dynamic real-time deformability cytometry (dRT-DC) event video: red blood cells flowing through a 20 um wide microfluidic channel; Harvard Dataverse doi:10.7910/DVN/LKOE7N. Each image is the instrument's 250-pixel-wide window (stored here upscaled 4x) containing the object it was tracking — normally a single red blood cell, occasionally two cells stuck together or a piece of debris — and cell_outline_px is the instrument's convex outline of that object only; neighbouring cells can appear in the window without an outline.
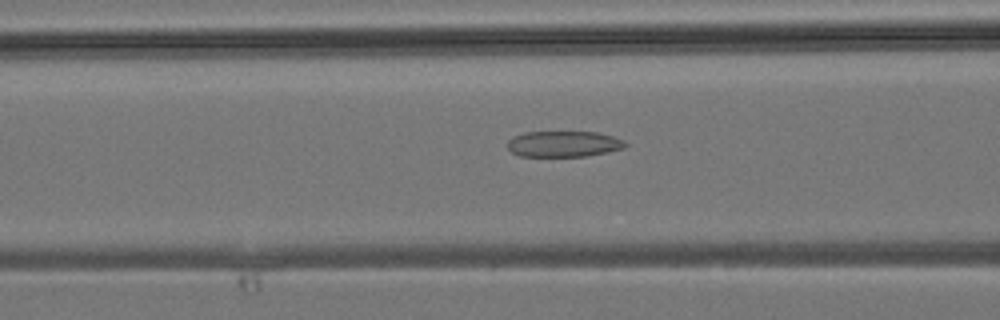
{"species": "common noctule bat (a hibernating species)", "species_latin": "Nyctalus noctula", "temperature_condition": "room temperature", "stored_images_in_passage": 29, "camera_frame_rate_fps": 3000, "um_per_image_px": 0.085, "animal": {"sex": "male", "body_mass_g": 19.2, "forearm_length_mm": 51.8}, "frame": {"image": 1, "passage_image": 7, "time_ms": 2.0, "image_size_px": [1000, 320], "cell_outline_px": [[628, 144], [624, 148], [608, 152], [584, 156], [520, 156], [512, 152], [508, 148], [508, 140], [512, 136], [524, 132], [596, 132], [612, 136], [624, 140]], "centroid_in_image_um": [47.91, 12.23], "position_along_channel_um": 118.7, "area_um2": 17.8}}
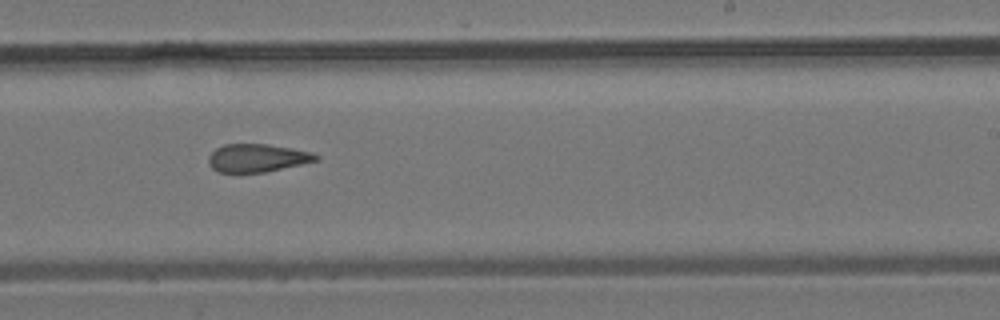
{"frame": {"image": 2, "passage_image": 16, "time_ms": 5.0, "image_size_px": [1000, 320], "cell_outline_px": [[320, 160], [264, 172], [220, 172], [212, 168], [208, 164], [208, 156], [216, 148], [224, 144], [268, 144], [292, 148], [312, 152], [320, 156]], "centroid_in_image_um": [21.87, 13.42], "position_along_channel_um": 267.1, "area_um2": 17.57}}
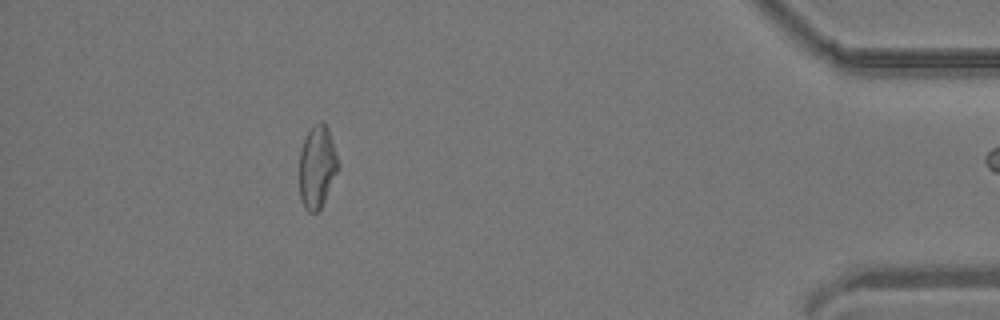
{"frame": {"image": 3, "passage_image": 28, "time_ms": 9.0, "image_size_px": [1000, 320], "cell_outline_px": [[340, 168], [320, 208], [316, 212], [308, 212], [304, 208], [300, 196], [300, 148], [312, 124], [320, 120], [328, 128], [340, 164]], "centroid_in_image_um": [26.96, 14.16], "position_along_channel_um": 408.2, "area_um2": 18.73}}